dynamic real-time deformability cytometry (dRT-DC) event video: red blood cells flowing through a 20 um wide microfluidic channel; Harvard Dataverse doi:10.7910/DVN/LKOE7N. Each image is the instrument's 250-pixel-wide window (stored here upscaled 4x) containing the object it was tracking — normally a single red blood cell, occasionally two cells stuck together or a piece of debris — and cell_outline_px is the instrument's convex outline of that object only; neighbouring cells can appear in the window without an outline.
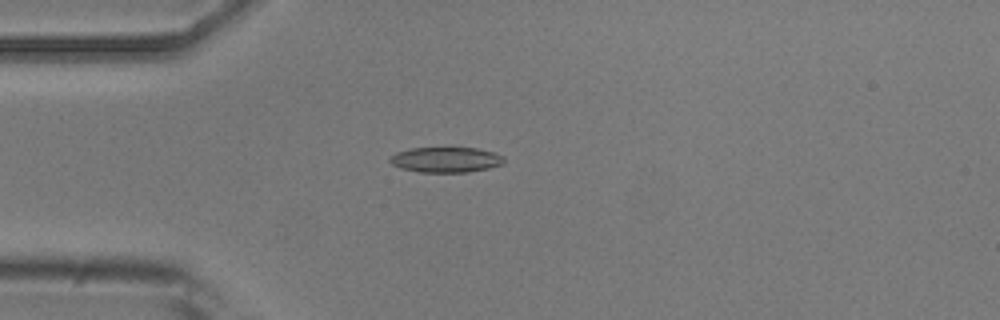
{"species": "common noctule bat (a hibernating species)", "species_latin": "Nyctalus noctula", "temperature_condition": "room temperature", "stored_images_in_passage": 5, "camera_frame_rate_fps": 3000, "um_per_image_px": 0.085, "animal": {"sex": "male", "body_mass_g": 20.5, "forearm_length_mm": 52.5}, "frame": {"image": 1, "passage_image": 4, "time_ms": 3.333, "image_size_px": [1000, 320], "cell_outline_px": [[504, 164], [488, 168], [468, 172], [420, 172], [400, 168], [392, 164], [388, 160], [388, 156], [396, 152], [412, 148], [476, 148], [496, 152], [504, 156]], "centroid_in_image_um": [37.9, 13.57], "position_along_channel_um": 47.1, "area_um2": 16.99}}